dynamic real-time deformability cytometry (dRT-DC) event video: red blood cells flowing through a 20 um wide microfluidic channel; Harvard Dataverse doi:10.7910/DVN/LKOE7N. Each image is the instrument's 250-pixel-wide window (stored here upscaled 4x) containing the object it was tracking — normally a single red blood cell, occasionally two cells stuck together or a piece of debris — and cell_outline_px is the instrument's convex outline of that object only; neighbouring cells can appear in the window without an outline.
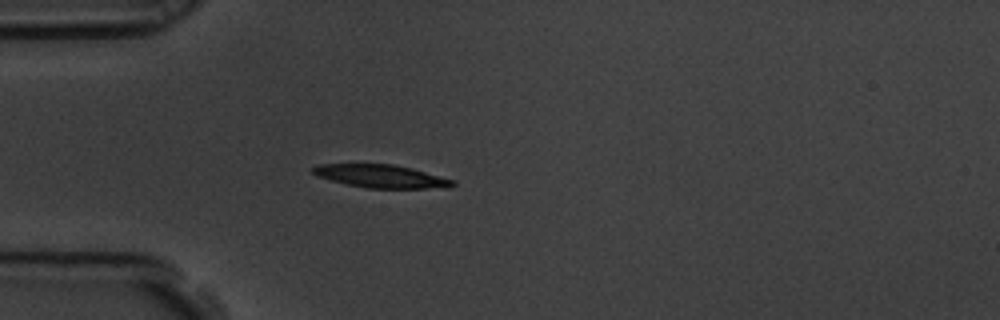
{"species": "common noctule bat (a hibernating species)", "species_latin": "Nyctalus noctula", "temperature_condition": "room temperature", "stored_images_in_passage": 1, "camera_frame_rate_fps": 3000, "um_per_image_px": 0.085, "animal": {"sex": "male", "body_mass_g": 19.5, "forearm_length_mm": 54.6}, "frame": {"image": 1, "passage_image": 1, "time_ms": 0.0, "image_size_px": [1000, 320], "cell_outline_px": [[456, 184], [448, 188], [368, 188], [348, 184], [316, 176], [312, 172], [312, 168], [320, 164], [392, 164], [412, 168], [456, 180]], "centroid_in_image_um": [32.45, 14.98], "position_along_channel_um": 52.5, "area_um2": 18.73}}